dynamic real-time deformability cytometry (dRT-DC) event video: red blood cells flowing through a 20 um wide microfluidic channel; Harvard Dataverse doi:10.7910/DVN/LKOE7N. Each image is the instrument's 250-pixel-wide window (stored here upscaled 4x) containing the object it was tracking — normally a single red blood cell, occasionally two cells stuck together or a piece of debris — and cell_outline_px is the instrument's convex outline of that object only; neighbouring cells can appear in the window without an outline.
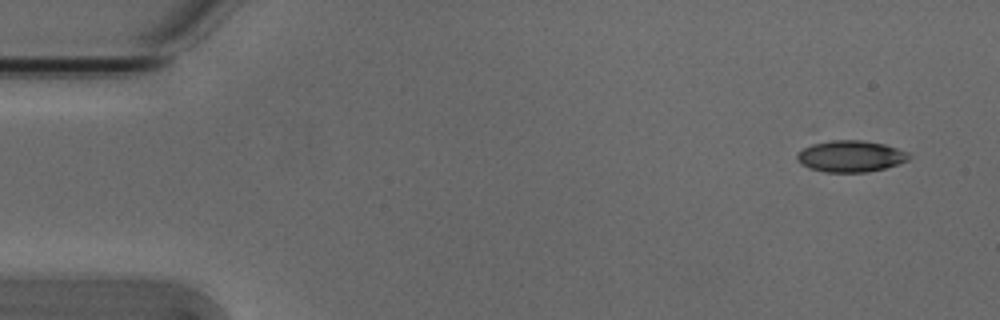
{"species": "Egyptian fruit bat (a non-hibernating species)", "species_latin": "Rousettus aegyptiacus", "temperature_condition": "cold", "stored_images_in_passage": 4, "camera_frame_rate_fps": 3000, "um_per_image_px": 0.085, "animal": {"sex": "male"}, "frame": {"image": 1, "passage_image": 1, "time_ms": 0.0, "image_size_px": [1000, 320], "cell_outline_px": [[912, 156], [908, 160], [884, 168], [868, 172], [824, 172], [808, 168], [800, 164], [796, 160], [796, 152], [812, 144], [832, 140], [860, 140], [884, 144], [908, 152]], "centroid_in_image_um": [72.26, 13.28], "position_along_channel_um": 12.7, "area_um2": 20.58}}